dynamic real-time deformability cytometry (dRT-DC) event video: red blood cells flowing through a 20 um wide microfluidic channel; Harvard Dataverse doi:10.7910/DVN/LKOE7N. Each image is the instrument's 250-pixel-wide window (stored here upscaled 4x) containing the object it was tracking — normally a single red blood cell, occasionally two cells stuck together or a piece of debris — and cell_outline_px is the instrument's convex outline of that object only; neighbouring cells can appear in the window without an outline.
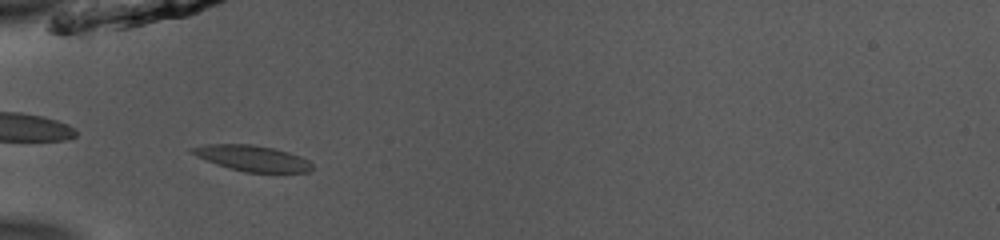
{"species": "common noctule bat (a hibernating species)", "species_latin": "Nyctalus noctula", "temperature_condition": "room temperature", "stored_images_in_passage": 35, "camera_frame_rate_fps": 3000, "um_per_image_px": 0.085, "animal": {"sex": "male", "body_mass_g": 13.0, "forearm_length_mm": 53.1}, "frame": {"image": 1, "passage_image": 4, "time_ms": 1.0, "image_size_px": [1000, 240], "cell_outline_px": [[312, 168], [308, 172], [244, 172], [228, 168], [216, 164], [196, 156], [188, 152], [188, 148], [204, 144], [252, 144], [272, 148], [288, 152], [300, 156], [308, 160], [312, 164]], "centroid_in_image_um": [21.38, 13.44], "position_along_channel_um": 63.6, "area_um2": 18.09}}
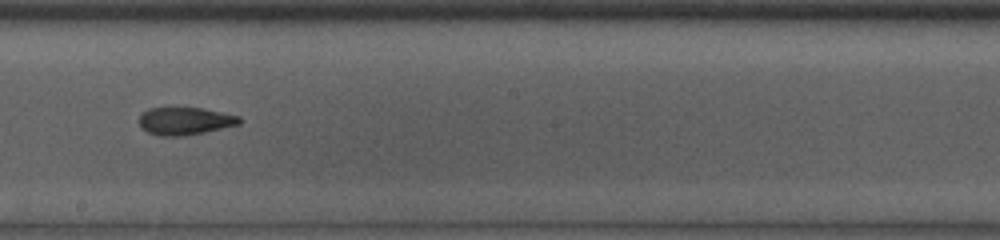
{"frame": {"image": 2, "passage_image": 17, "time_ms": 5.333, "image_size_px": [1000, 240], "cell_outline_px": [[240, 124], [204, 132], [180, 136], [160, 136], [148, 132], [140, 128], [140, 116], [148, 108], [200, 108], [240, 116]], "centroid_in_image_um": [15.7, 10.29], "position_along_channel_um": 232.5, "area_um2": 15.9}}
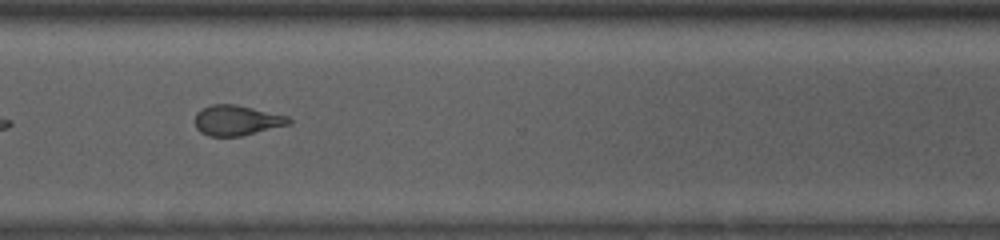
{"frame": {"image": 3, "passage_image": 26, "time_ms": 8.333, "image_size_px": [1000, 240], "cell_outline_px": [[292, 124], [240, 136], [208, 136], [200, 132], [196, 128], [196, 112], [212, 104], [236, 104], [288, 116], [292, 120]], "centroid_in_image_um": [20.15, 10.23], "position_along_channel_um": 350.5, "area_um2": 16.53}, "authors_computed_cell_mechanics": {"area_um2": 16.7042, "velocity_mm_per_s": 3.9502, "shape_relaxation_time_tau1_ms": 9.3656, "shape_relaxation_time_tau2_ms": 3.1788, "deformation_change_tau1": 0.2314, "deformation_change_tau2": 0.1115}}